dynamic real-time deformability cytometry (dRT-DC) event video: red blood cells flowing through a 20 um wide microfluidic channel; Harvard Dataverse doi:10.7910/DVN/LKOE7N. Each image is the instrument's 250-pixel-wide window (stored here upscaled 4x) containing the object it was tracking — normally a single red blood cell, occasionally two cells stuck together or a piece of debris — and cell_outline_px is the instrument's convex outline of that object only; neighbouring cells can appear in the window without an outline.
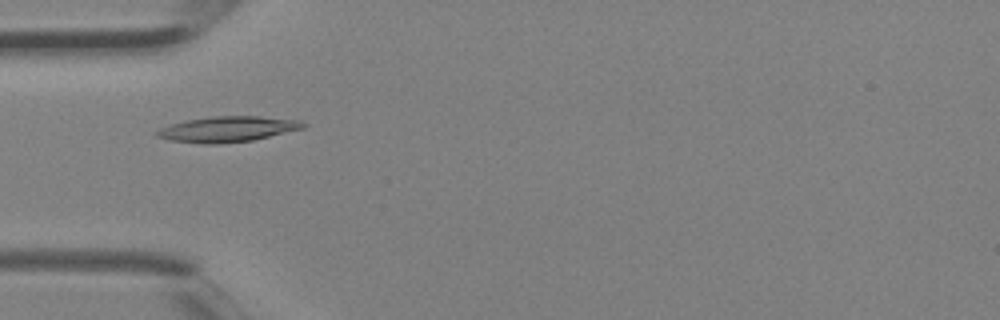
{"species": "Egyptian fruit bat (a non-hibernating species)", "species_latin": "Rousettus aegyptiacus", "temperature_condition": "room temperature", "stored_images_in_passage": 4, "camera_frame_rate_fps": 3000, "um_per_image_px": 0.085, "animal": {"sex": "female"}, "frame": {"image": 1, "passage_image": 3, "time_ms": 0.667, "image_size_px": [1000, 320], "cell_outline_px": [[308, 124], [304, 128], [252, 140], [216, 144], [204, 144], [172, 140], [156, 136], [152, 132], [160, 128], [184, 120], [212, 116], [260, 116], [300, 120]], "centroid_in_image_um": [19.34, 10.97], "position_along_channel_um": 65.7, "area_um2": 21.79}}
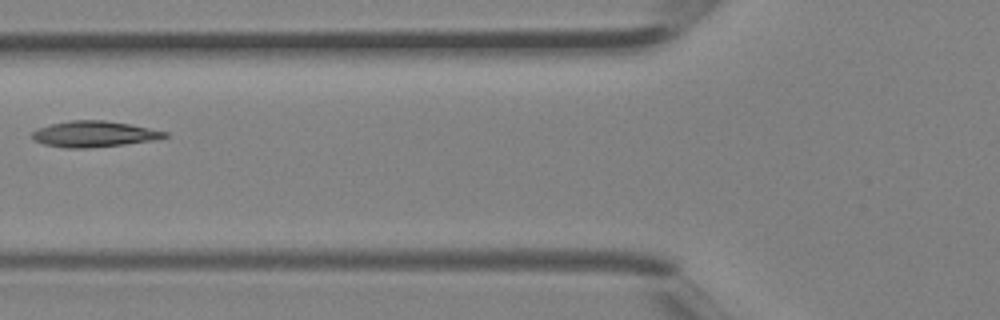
{"frame": {"image": 2, "passage_image": 4, "time_ms": 1.0, "image_size_px": [1000, 320], "cell_outline_px": [[168, 136], [152, 140], [124, 144], [88, 148], [64, 148], [44, 144], [32, 140], [32, 132], [36, 128], [52, 124], [72, 120], [104, 120], [128, 124], [168, 132]], "centroid_in_image_um": [7.93, 11.39], "position_along_channel_um": 117.9, "area_um2": 19.88}}